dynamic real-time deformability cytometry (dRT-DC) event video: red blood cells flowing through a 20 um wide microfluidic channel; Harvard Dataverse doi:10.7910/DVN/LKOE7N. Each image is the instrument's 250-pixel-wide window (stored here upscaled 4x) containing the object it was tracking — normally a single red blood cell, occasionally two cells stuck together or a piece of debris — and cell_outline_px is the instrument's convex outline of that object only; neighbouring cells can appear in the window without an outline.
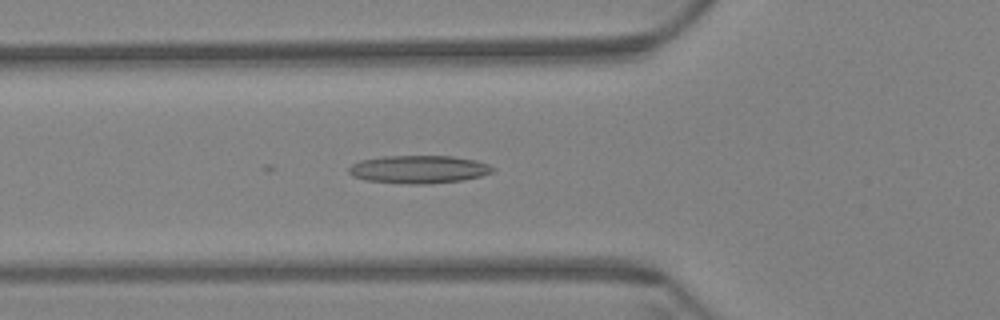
{"species": "Egyptian fruit bat (a non-hibernating species)", "species_latin": "Rousettus aegyptiacus", "temperature_condition": "warm", "stored_images_in_passage": 8, "camera_frame_rate_fps": 3000, "um_per_image_px": 0.085, "animal": {"sex": "female"}, "frame": {"image": 1, "passage_image": 6, "time_ms": 1.667, "image_size_px": [1000, 320], "cell_outline_px": [[496, 168], [492, 172], [480, 176], [464, 180], [428, 184], [412, 184], [364, 180], [352, 176], [348, 172], [348, 168], [352, 164], [360, 160], [384, 156], [452, 156], [476, 160], [488, 164]], "centroid_in_image_um": [35.59, 14.39], "position_along_channel_um": 90.2, "area_um2": 23.52}}